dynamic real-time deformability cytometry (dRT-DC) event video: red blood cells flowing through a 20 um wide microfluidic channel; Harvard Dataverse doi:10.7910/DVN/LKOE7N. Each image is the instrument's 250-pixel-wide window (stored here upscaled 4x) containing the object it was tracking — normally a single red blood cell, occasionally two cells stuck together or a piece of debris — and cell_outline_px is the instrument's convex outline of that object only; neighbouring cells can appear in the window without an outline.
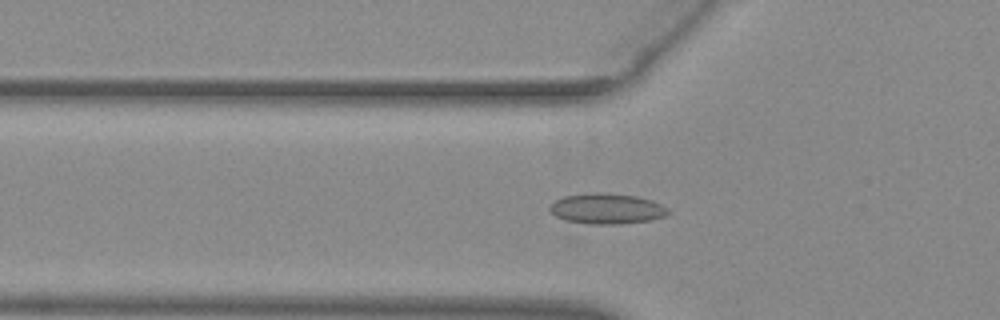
{"species": "common noctule bat (a hibernating species)", "species_latin": "Nyctalus noctula", "temperature_condition": "warm", "stored_images_in_passage": 35, "camera_frame_rate_fps": 3000, "um_per_image_px": 0.085, "animal": {"sex": "female", "body_mass_g": 29.2, "forearm_length_mm": 56.3}, "frame": {"image": 1, "passage_image": 4, "time_ms": 1.0, "image_size_px": [1000, 320], "cell_outline_px": [[672, 212], [664, 216], [652, 220], [620, 224], [588, 224], [564, 220], [556, 216], [548, 208], [556, 200], [564, 196], [592, 192], [596, 192], [636, 196], [652, 200], [668, 208]], "centroid_in_image_um": [51.6, 17.74], "position_along_channel_um": 74.2, "area_um2": 21.1}}
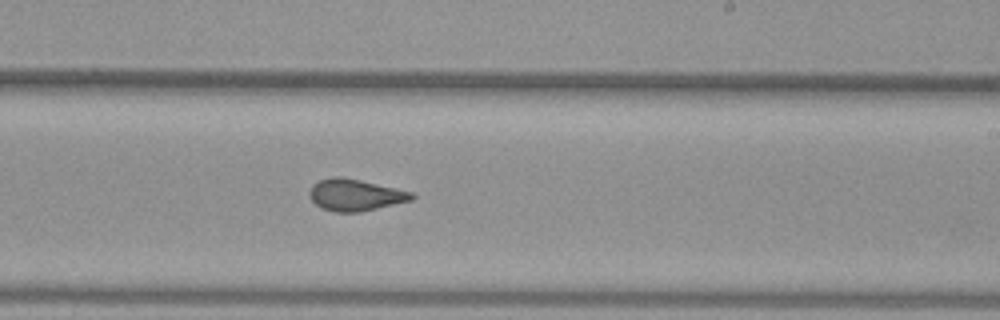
{"frame": {"image": 2, "passage_image": 18, "time_ms": 5.667, "image_size_px": [1000, 320], "cell_outline_px": [[416, 196], [412, 200], [360, 212], [336, 212], [320, 208], [308, 196], [308, 192], [312, 184], [320, 180], [332, 176], [340, 176], [360, 180], [396, 188], [412, 192]], "centroid_in_image_um": [30.16, 16.57], "position_along_channel_um": 258.8, "area_um2": 18.96}}
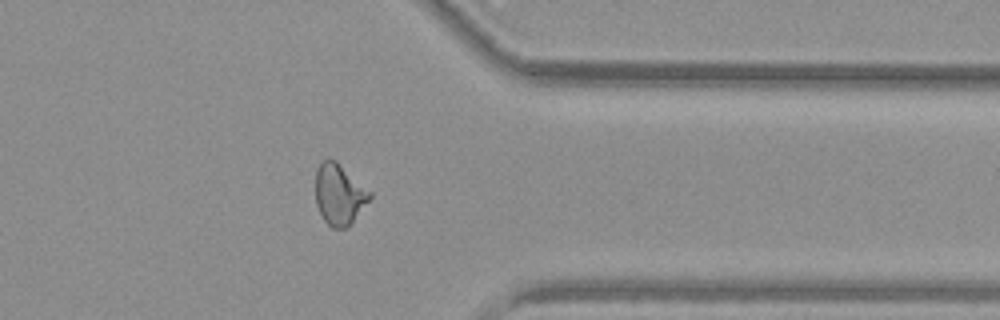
{"frame": {"image": 3, "passage_image": 28, "time_ms": 9.0, "image_size_px": [1000, 320], "cell_outline_px": [[372, 196], [352, 220], [344, 228], [332, 228], [324, 220], [316, 204], [316, 168], [324, 160], [336, 160], [372, 192]], "centroid_in_image_um": [28.82, 16.49], "position_along_channel_um": 382.6, "area_um2": 18.84}, "authors_computed_cell_mechanics": {"area_um2": 18.8428, "velocity_mm_per_s": 3.9517, "shape_relaxation_time_tau1_ms": null, "shape_relaxation_time_tau2_ms": 1.0376, "deformation_change_tau1": null, "deformation_change_tau2": 0.0523}}